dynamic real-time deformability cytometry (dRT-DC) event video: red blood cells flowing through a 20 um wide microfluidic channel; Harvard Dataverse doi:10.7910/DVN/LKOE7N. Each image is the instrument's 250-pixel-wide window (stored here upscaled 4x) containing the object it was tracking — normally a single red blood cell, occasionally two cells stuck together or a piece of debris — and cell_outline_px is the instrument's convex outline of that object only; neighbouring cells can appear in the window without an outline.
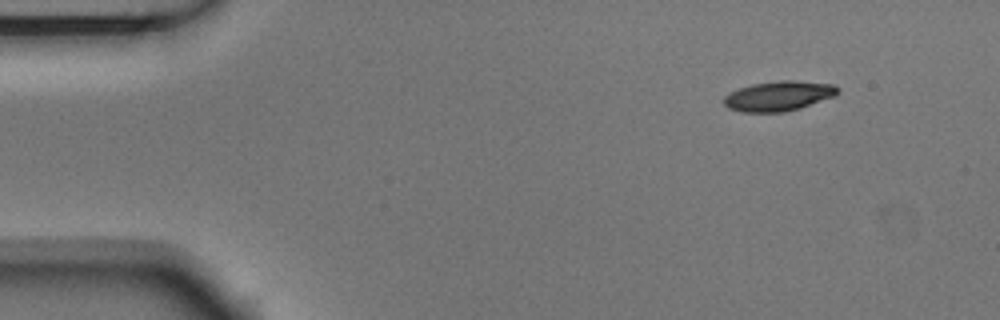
{"species": "Egyptian fruit bat (a non-hibernating species)", "species_latin": "Rousettus aegyptiacus", "temperature_condition": "room temperature", "stored_images_in_passage": 4, "camera_frame_rate_fps": 3000, "um_per_image_px": 0.085, "animal": {"sex": "male"}, "frame": {"image": 1, "passage_image": 1, "time_ms": 0.0, "image_size_px": [1000, 320], "cell_outline_px": [[840, 92], [836, 96], [800, 108], [784, 112], [744, 112], [728, 108], [724, 104], [724, 96], [728, 92], [752, 84], [780, 80], [796, 80], [832, 84], [840, 88]], "centroid_in_image_um": [66.21, 8.15], "position_along_channel_um": 18.8, "area_um2": 20.0}}